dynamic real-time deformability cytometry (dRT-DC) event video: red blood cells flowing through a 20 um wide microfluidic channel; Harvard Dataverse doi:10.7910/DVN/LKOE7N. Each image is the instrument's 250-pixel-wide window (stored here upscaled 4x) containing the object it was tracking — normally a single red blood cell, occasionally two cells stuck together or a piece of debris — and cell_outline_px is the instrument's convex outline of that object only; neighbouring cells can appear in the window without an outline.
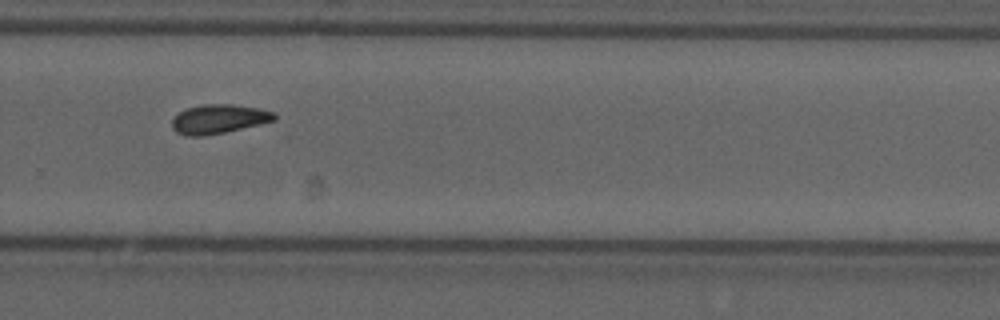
{"species": "common noctule bat (a hibernating species)", "species_latin": "Nyctalus noctula", "temperature_condition": "cold", "stored_images_in_passage": 11, "camera_frame_rate_fps": 3000, "um_per_image_px": 0.085, "animal": {"sex": "male", "forearm_length_mm": 52.5}, "frame": {"image": 1, "passage_image": 11, "time_ms": 3.333, "image_size_px": [1000, 320], "cell_outline_px": [[276, 120], [260, 124], [224, 132], [204, 136], [184, 136], [176, 132], [172, 128], [172, 120], [180, 112], [188, 108], [204, 104], [232, 104], [260, 108], [276, 112]], "centroid_in_image_um": [18.62, 10.11], "position_along_channel_um": 311.2, "area_um2": 17.4}}